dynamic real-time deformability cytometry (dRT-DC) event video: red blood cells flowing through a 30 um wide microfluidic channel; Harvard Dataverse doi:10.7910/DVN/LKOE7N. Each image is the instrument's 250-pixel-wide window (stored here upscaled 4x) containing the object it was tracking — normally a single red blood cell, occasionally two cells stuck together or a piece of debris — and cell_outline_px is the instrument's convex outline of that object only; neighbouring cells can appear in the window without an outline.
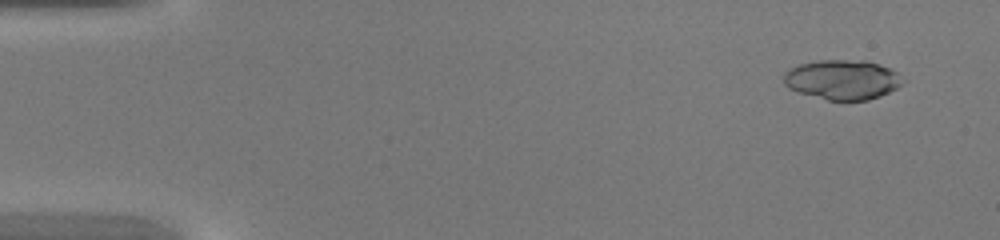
{"species": "common noctule bat (a hibernating species)", "species_latin": "Nyctalus noctula", "temperature_condition": "warm", "stored_images_in_passage": 44, "camera_frame_rate_fps": 3000, "um_per_image_px": 0.085, "animal": {"sex": "female", "body_mass_g": 20.0, "forearm_length_mm": 54.0}, "frame": {"image": 1, "passage_image": 3, "time_ms": 0.667, "image_size_px": [1000, 240], "cell_outline_px": [[904, 80], [896, 88], [880, 96], [868, 100], [828, 100], [796, 92], [788, 88], [784, 84], [784, 72], [800, 64], [820, 60], [868, 60], [880, 64], [896, 72]], "centroid_in_image_um": [71.58, 6.77], "position_along_channel_um": 13.4, "area_um2": 27.51}}